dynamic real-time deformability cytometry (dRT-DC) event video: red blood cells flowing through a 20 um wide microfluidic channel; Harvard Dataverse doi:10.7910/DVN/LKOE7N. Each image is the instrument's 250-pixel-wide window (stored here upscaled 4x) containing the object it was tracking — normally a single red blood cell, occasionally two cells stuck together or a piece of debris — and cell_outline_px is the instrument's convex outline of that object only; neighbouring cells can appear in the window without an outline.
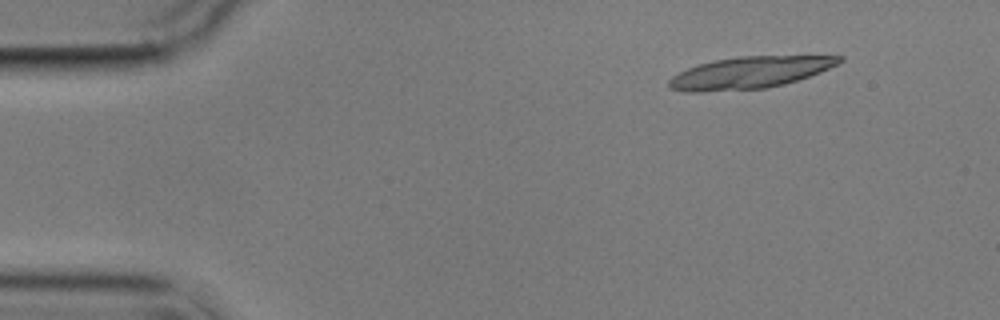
{"species": "common noctule bat (a hibernating species)", "species_latin": "Nyctalus noctula", "temperature_condition": "cold", "stored_images_in_passage": 5, "camera_frame_rate_fps": 3000, "um_per_image_px": 0.085, "animal": {"sex": "male", "body_mass_g": 17.9}, "frame": {"image": 1, "passage_image": 1, "time_ms": 0.0, "image_size_px": [1000, 320], "cell_outline_px": [[844, 60], [820, 72], [784, 84], [768, 88], [704, 92], [684, 92], [668, 88], [668, 80], [672, 76], [688, 68], [700, 64], [716, 60], [740, 56], [844, 56]], "centroid_in_image_um": [63.68, 6.18], "position_along_channel_um": 21.3, "area_um2": 31.39}}